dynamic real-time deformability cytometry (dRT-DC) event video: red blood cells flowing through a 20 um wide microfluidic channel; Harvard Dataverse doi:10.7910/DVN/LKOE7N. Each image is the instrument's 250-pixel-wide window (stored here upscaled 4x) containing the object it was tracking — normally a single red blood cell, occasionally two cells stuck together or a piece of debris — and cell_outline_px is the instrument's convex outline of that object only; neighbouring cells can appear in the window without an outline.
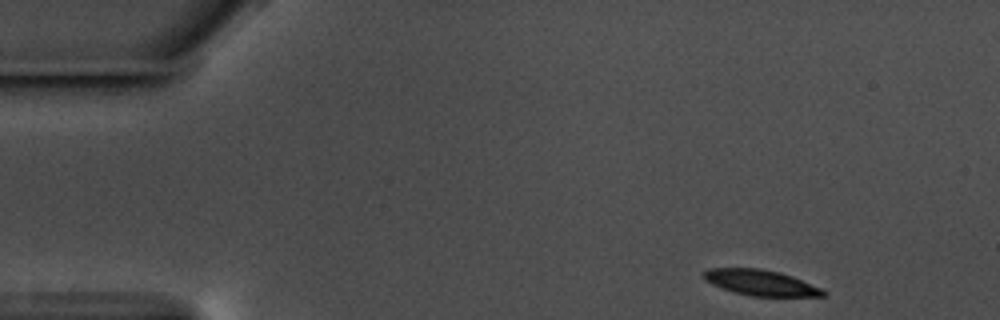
{"species": "common noctule bat (a hibernating species)", "species_latin": "Nyctalus noctula", "temperature_condition": "warm", "stored_images_in_passage": 52, "camera_frame_rate_fps": 3000, "um_per_image_px": 0.085, "animal": {"sex": "male", "body_mass_g": 17.5, "forearm_length_mm": 52.3}, "frame": {"image": 1, "passage_image": 1, "time_ms": 0.0, "image_size_px": [1000, 320], "cell_outline_px": [[828, 292], [824, 296], [752, 296], [736, 292], [712, 284], [704, 280], [704, 272], [708, 268], [760, 268], [780, 272], [792, 276], [820, 288]], "centroid_in_image_um": [64.67, 24.02], "position_along_channel_um": 20.3, "area_um2": 17.63}}
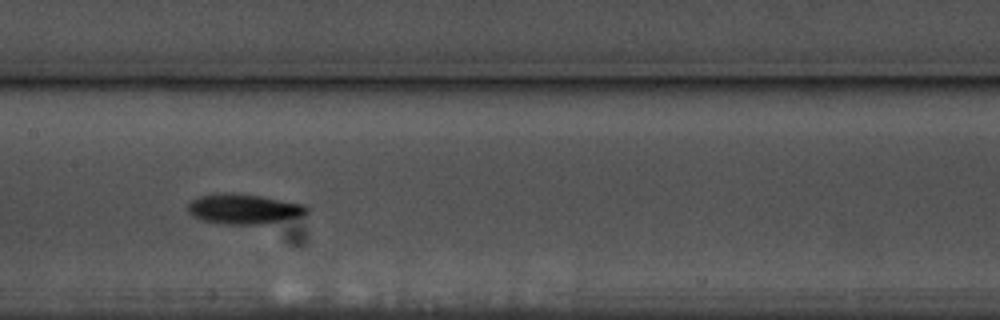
{"frame": {"image": 2, "passage_image": 23, "time_ms": 7.333, "image_size_px": [1000, 320], "cell_outline_px": [[308, 212], [304, 216], [264, 224], [220, 224], [204, 220], [192, 216], [188, 212], [188, 204], [192, 200], [200, 196], [260, 196], [308, 204]], "centroid_in_image_um": [20.83, 17.82], "position_along_channel_um": 186.6, "area_um2": 20.11}}
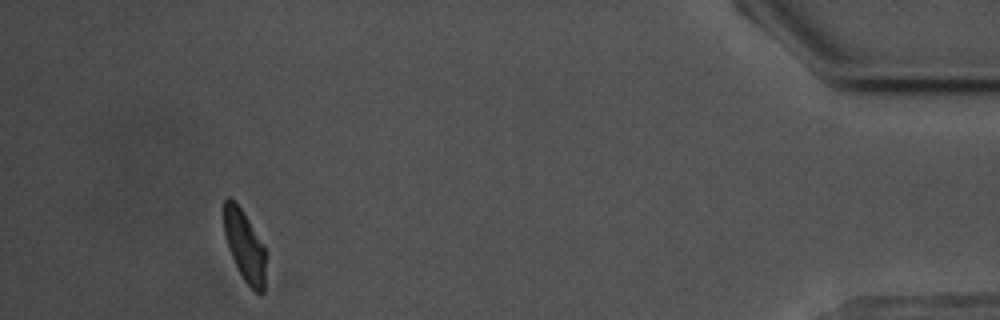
{"frame": {"image": 3, "passage_image": 48, "time_ms": 15.667, "image_size_px": [1000, 320], "cell_outline_px": [[264, 292], [256, 292], [244, 280], [228, 248], [224, 232], [224, 200], [228, 196], [240, 208], [248, 220], [264, 248]], "centroid_in_image_um": [20.76, 20.89], "position_along_channel_um": 414.4, "area_um2": 16.47}, "authors_computed_cell_mechanics": {"area_um2": 19.1029, "velocity_mm_per_s": 3.5316, "shape_relaxation_time_tau1_ms": 3.4101, "shape_relaxation_time_tau2_ms": 3.8184, "deformation_change_tau1": 0.1322, "deformation_change_tau2": 0.0769}}